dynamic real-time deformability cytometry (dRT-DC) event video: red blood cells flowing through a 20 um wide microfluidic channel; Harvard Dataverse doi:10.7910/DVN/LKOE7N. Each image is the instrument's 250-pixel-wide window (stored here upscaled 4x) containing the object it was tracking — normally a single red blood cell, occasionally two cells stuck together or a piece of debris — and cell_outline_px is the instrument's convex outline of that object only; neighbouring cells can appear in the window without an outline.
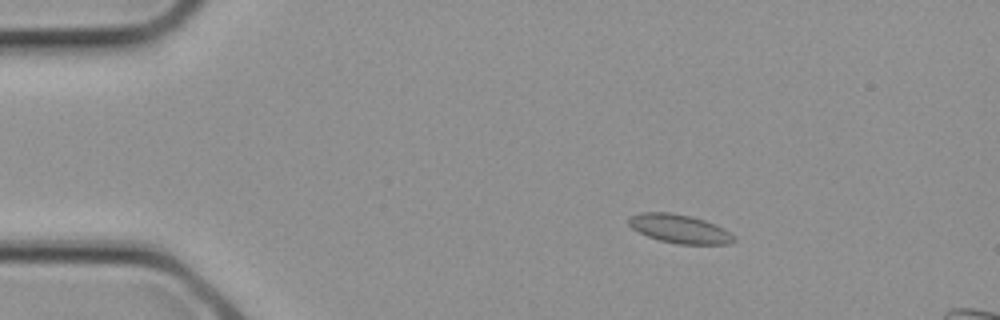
{"species": "common noctule bat (a hibernating species)", "species_latin": "Nyctalus noctula", "temperature_condition": "cold", "stored_images_in_passage": 3, "camera_frame_rate_fps": 3000, "um_per_image_px": 0.085, "animal": {"sex": "female", "body_mass_g": 21.9}, "frame": {"image": 1, "passage_image": 2, "time_ms": 0.333, "image_size_px": [1000, 320], "cell_outline_px": [[736, 240], [728, 244], [680, 244], [660, 240], [648, 236], [632, 228], [628, 224], [628, 216], [640, 212], [672, 212], [692, 216], [716, 224], [724, 228], [736, 236]], "centroid_in_image_um": [57.78, 19.43], "position_along_channel_um": 27.2, "area_um2": 17.74}}